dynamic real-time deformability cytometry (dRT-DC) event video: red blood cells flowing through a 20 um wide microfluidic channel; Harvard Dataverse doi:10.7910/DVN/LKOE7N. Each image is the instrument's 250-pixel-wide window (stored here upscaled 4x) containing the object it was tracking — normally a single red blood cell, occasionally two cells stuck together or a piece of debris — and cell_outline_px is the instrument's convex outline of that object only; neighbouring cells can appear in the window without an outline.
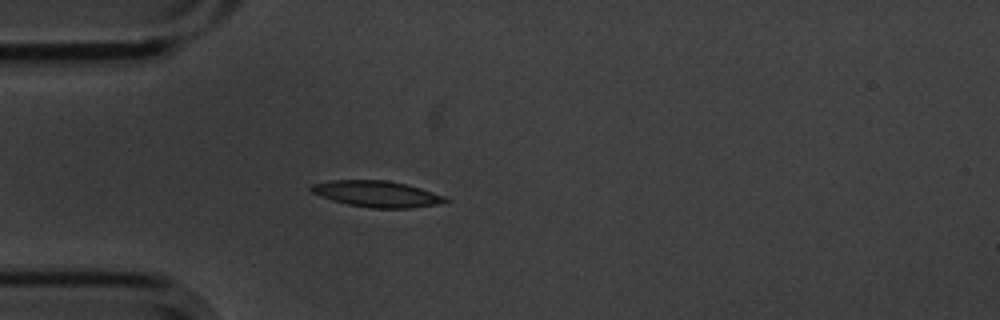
{"species": "common noctule bat (a hibernating species)", "species_latin": "Nyctalus noctula", "temperature_condition": "cold", "stored_images_in_passage": 41, "camera_frame_rate_fps": 3000, "um_per_image_px": 0.085, "animal": {"sex": "male", "body_mass_g": 20.1, "forearm_length_mm": 53.5}, "frame": {"image": 1, "passage_image": 1, "time_ms": 0.0, "image_size_px": [1000, 320], "cell_outline_px": [[452, 200], [436, 204], [412, 208], [372, 208], [348, 204], [332, 200], [320, 196], [312, 192], [308, 188], [312, 184], [332, 180], [388, 180], [408, 184], [448, 196]], "centroid_in_image_um": [32.08, 16.47], "position_along_channel_um": 52.9, "area_um2": 20.69}}
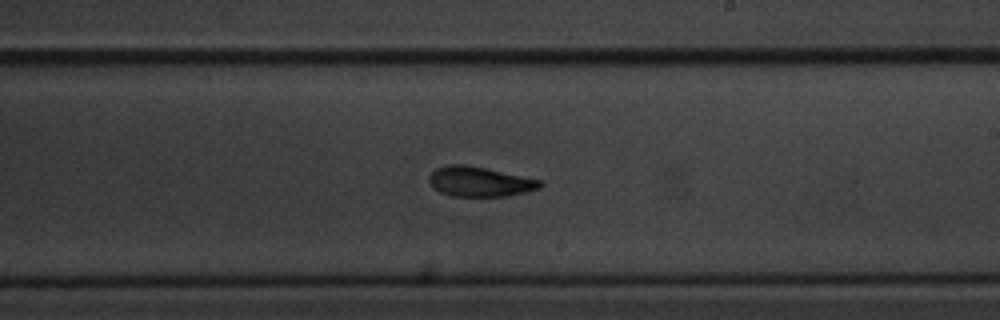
{"frame": {"image": 2, "passage_image": 18, "time_ms": 5.667, "image_size_px": [1000, 320], "cell_outline_px": [[544, 184], [540, 188], [508, 196], [452, 196], [440, 192], [428, 180], [428, 176], [436, 168], [448, 164], [464, 164], [484, 168], [540, 180]], "centroid_in_image_um": [40.76, 15.44], "position_along_channel_um": 248.2, "area_um2": 19.07}}
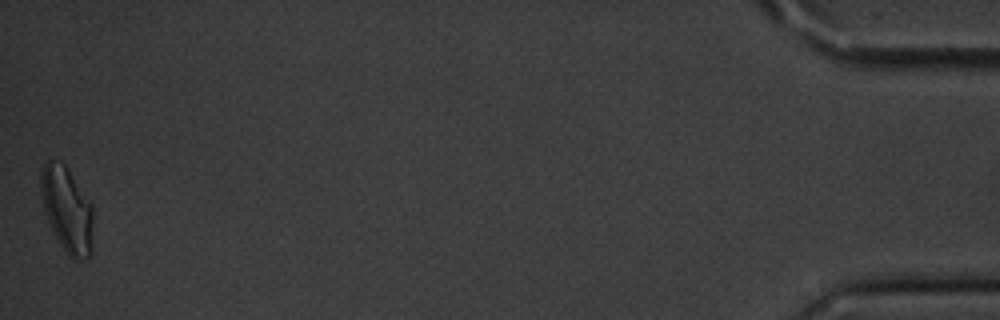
{"frame": {"image": 3, "passage_image": 41, "time_ms": 13.333, "image_size_px": [1000, 320], "cell_outline_px": [[92, 252], [88, 256], [80, 260], [76, 260], [68, 256], [64, 252], [44, 212], [40, 188], [40, 172], [44, 164], [48, 160], [60, 160], [64, 164], [92, 204]], "centroid_in_image_um": [5.69, 17.82], "position_along_channel_um": 429.5, "area_um2": 26.01}, "authors_computed_cell_mechanics": {"area_um2": 19.7098, "velocity_mm_per_s": 3.5766, "shape_relaxation_time_tau1_ms": 2.9097, "shape_relaxation_time_tau2_ms": 1.8968, "deformation_change_tau1": 0.1331, "deformation_change_tau2": 0.0911}}